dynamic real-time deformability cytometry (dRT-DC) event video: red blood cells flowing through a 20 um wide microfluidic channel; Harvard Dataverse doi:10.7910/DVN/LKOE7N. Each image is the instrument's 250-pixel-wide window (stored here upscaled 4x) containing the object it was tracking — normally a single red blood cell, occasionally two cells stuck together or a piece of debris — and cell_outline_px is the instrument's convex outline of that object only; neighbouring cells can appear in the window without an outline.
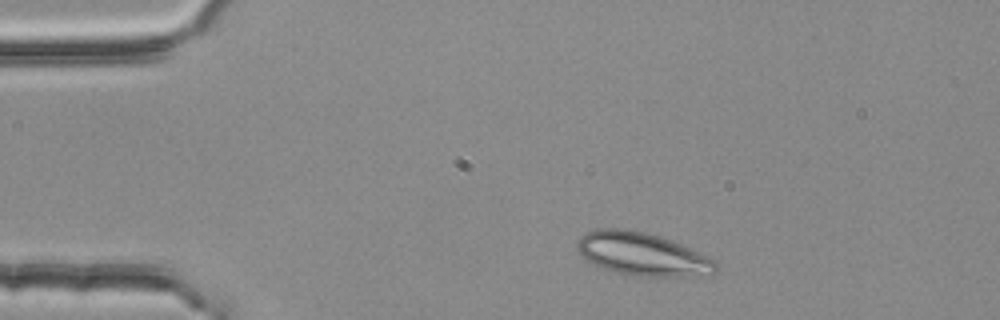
{"species": "common noctule bat (a hibernating species)", "species_latin": "Nyctalus noctula", "temperature_condition": "room temperature", "stored_images_in_passage": 3, "segment_of_instrument_passage": [1, 2], "camera_frame_rate_fps": 3000, "um_per_image_px": 0.085, "animal": {"sex": "female", "body_mass_g": 25.1}, "frame": {"image": 1, "passage_image": 1, "time_ms": 0.0, "image_size_px": [1000, 320], "cell_outline_px": [[716, 268], [708, 276], [640, 276], [616, 272], [592, 264], [576, 248], [576, 244], [580, 236], [596, 228], [624, 228], [644, 232], [660, 236], [672, 240], [712, 260], [716, 264]], "centroid_in_image_um": [54.54, 21.59], "position_along_channel_um": 30.5, "area_um2": 34.28}}